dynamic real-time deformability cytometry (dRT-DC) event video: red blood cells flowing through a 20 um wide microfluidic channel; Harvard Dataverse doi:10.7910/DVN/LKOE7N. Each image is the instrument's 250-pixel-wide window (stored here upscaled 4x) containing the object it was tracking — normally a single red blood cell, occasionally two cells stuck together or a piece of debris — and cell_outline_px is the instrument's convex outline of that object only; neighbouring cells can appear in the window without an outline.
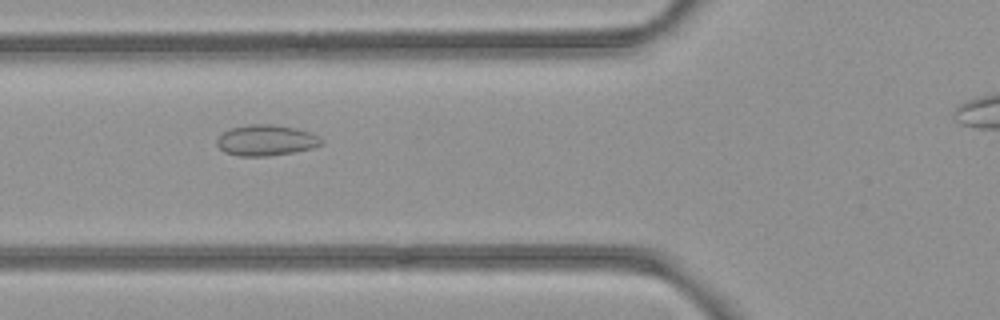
{"species": "common noctule bat (a hibernating species)", "species_latin": "Nyctalus noctula", "temperature_condition": "room temperature", "stored_images_in_passage": 5, "segment_of_instrument_passage": [1, 2], "camera_frame_rate_fps": 3000, "um_per_image_px": 0.085, "animal": {"sex": "female", "body_mass_g": 21.9}, "frame": {"image": 1, "passage_image": 3, "time_ms": 0.667, "image_size_px": [1000, 320], "cell_outline_px": [[324, 144], [312, 148], [292, 152], [268, 156], [240, 156], [224, 152], [216, 144], [216, 140], [224, 132], [232, 128], [248, 124], [272, 124], [296, 128], [320, 136], [324, 140]], "centroid_in_image_um": [22.64, 11.92], "position_along_channel_um": 103.2, "area_um2": 18.79}}
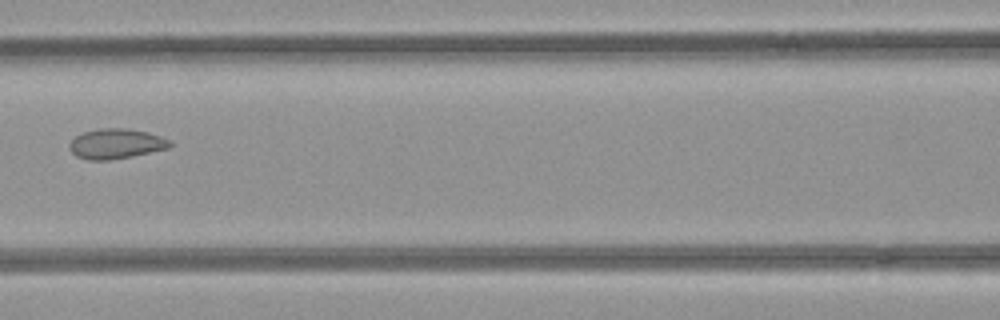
{"frame": {"image": 2, "passage_image": 4, "time_ms": 1.0, "image_size_px": [1000, 320], "cell_outline_px": [[172, 144], [168, 148], [132, 156], [108, 160], [88, 160], [76, 156], [68, 148], [68, 144], [76, 136], [84, 132], [100, 128], [124, 128], [148, 132], [160, 136], [168, 140]], "centroid_in_image_um": [9.83, 12.22], "position_along_channel_um": 156.8, "area_um2": 17.46}}